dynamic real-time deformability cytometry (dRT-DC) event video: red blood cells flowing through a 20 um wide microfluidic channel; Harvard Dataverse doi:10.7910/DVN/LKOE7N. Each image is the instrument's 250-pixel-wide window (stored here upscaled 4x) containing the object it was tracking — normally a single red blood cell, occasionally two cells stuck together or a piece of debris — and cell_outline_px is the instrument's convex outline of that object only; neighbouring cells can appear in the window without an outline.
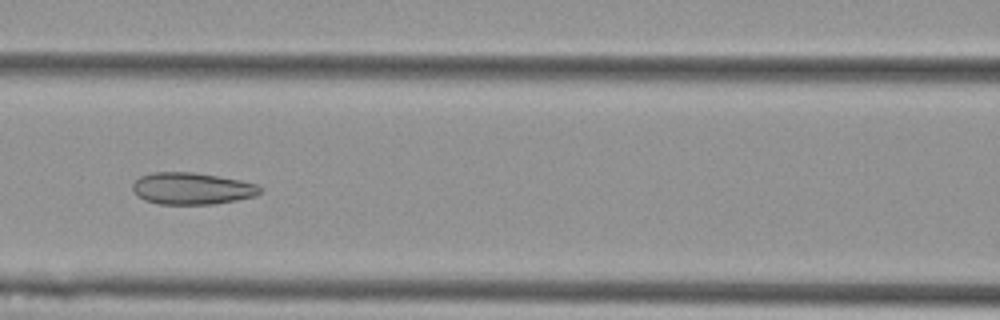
{"species": "Egyptian fruit bat (a non-hibernating species)", "species_latin": "Rousettus aegyptiacus", "temperature_condition": "cold", "stored_images_in_passage": 11, "camera_frame_rate_fps": 3000, "um_per_image_px": 0.085, "animal": {"sex": "female"}, "frame": {"image": 1, "passage_image": 7, "time_ms": 2.0, "image_size_px": [1000, 320], "cell_outline_px": [[260, 192], [256, 196], [216, 204], [160, 204], [144, 200], [136, 196], [132, 188], [132, 184], [140, 176], [152, 172], [192, 172], [240, 180], [256, 184], [260, 188]], "centroid_in_image_um": [16.27, 16.03], "position_along_channel_um": 150.3, "area_um2": 23.64}}
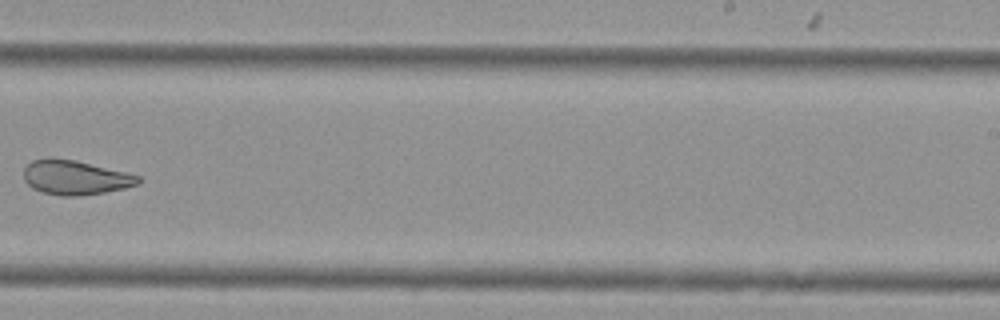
{"frame": {"image": 2, "passage_image": 10, "time_ms": 3.0, "image_size_px": [1000, 320], "cell_outline_px": [[140, 180], [136, 184], [124, 188], [104, 192], [76, 196], [60, 196], [44, 192], [32, 188], [24, 180], [24, 168], [32, 160], [76, 160], [140, 176]], "centroid_in_image_um": [6.39, 15.11], "position_along_channel_um": 282.6, "area_um2": 22.25}}
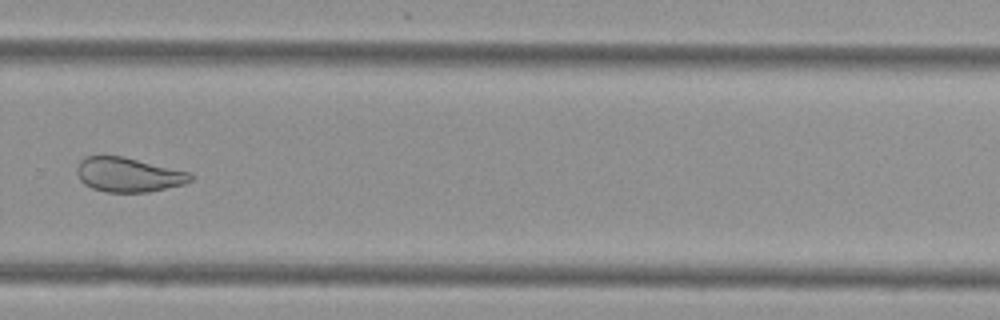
{"frame": {"image": 3, "passage_image": 11, "time_ms": 3.333, "image_size_px": [1000, 320], "cell_outline_px": [[192, 180], [184, 184], [148, 192], [104, 192], [92, 188], [84, 184], [80, 180], [76, 172], [76, 168], [80, 160], [84, 156], [124, 156], [192, 172]], "centroid_in_image_um": [10.91, 14.84], "position_along_channel_um": 318.9, "area_um2": 23.06}}